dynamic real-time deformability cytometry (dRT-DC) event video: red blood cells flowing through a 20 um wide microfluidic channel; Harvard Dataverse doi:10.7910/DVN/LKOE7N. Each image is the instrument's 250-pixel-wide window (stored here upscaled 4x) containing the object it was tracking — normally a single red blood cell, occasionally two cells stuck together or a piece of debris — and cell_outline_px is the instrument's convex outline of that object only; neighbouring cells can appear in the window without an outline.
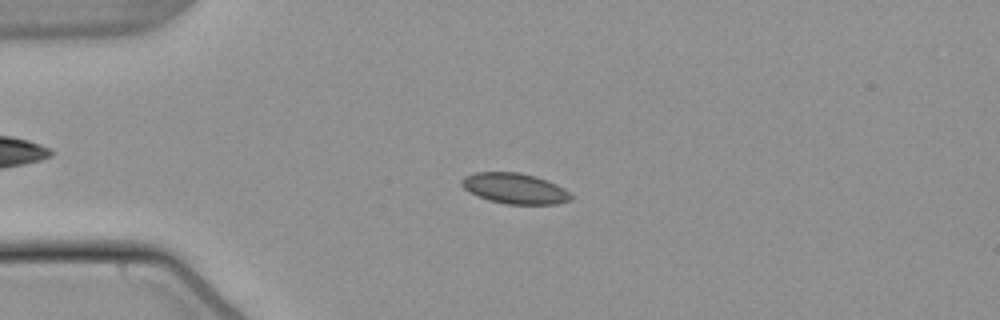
{"species": "common noctule bat (a hibernating species)", "species_latin": "Nyctalus noctula", "temperature_condition": "warm", "stored_images_in_passage": 47, "camera_frame_rate_fps": 3000, "um_per_image_px": 0.085, "animal": {"sex": "male", "body_mass_g": 21.5, "forearm_length_mm": 52.0}, "frame": {"image": 1, "passage_image": 6, "time_ms": 1.667, "image_size_px": [1000, 320], "cell_outline_px": [[572, 200], [556, 204], [508, 204], [488, 200], [468, 192], [460, 184], [460, 180], [464, 176], [476, 172], [520, 172], [536, 176], [548, 180], [564, 188], [572, 196]], "centroid_in_image_um": [43.74, 16.01], "position_along_channel_um": 41.3, "area_um2": 19.65}}
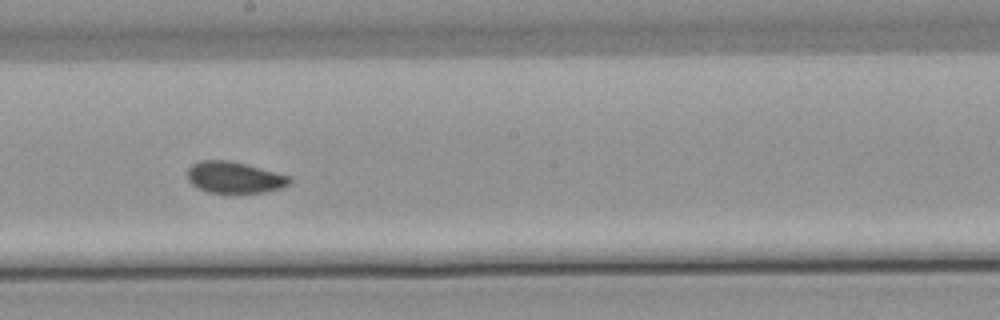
{"frame": {"image": 2, "passage_image": 23, "time_ms": 7.333, "image_size_px": [1000, 320], "cell_outline_px": [[292, 180], [288, 184], [280, 188], [264, 192], [208, 192], [192, 184], [188, 180], [188, 168], [192, 164], [200, 160], [228, 160], [244, 164], [288, 176]], "centroid_in_image_um": [19.88, 15.07], "position_along_channel_um": 228.3, "area_um2": 18.21}}
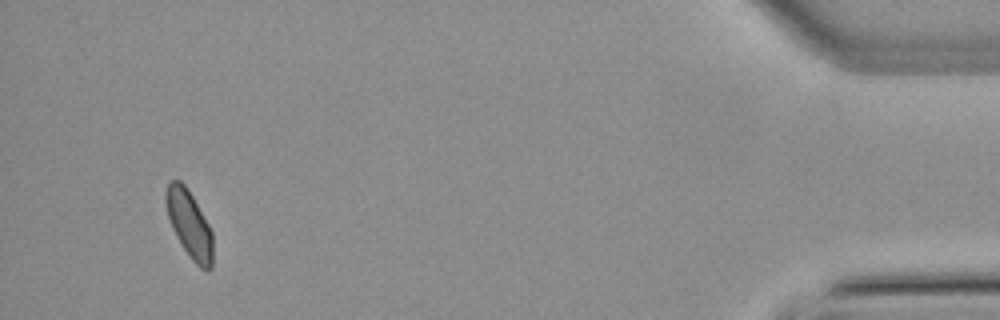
{"frame": {"image": 3, "passage_image": 44, "time_ms": 14.333, "image_size_px": [1000, 320], "cell_outline_px": [[212, 268], [200, 268], [192, 260], [176, 236], [168, 216], [164, 200], [164, 196], [168, 180], [180, 180], [188, 188], [208, 224], [212, 232]], "centroid_in_image_um": [16.07, 19.0], "position_along_channel_um": 419.1, "area_um2": 18.21}, "authors_computed_cell_mechanics": {"area_um2": 18.7272, "velocity_mm_per_s": 3.7993, "shape_relaxation_time_tau1_ms": null, "shape_relaxation_time_tau2_ms": 1.6921, "deformation_change_tau1": null, "deformation_change_tau2": 0.0526}}